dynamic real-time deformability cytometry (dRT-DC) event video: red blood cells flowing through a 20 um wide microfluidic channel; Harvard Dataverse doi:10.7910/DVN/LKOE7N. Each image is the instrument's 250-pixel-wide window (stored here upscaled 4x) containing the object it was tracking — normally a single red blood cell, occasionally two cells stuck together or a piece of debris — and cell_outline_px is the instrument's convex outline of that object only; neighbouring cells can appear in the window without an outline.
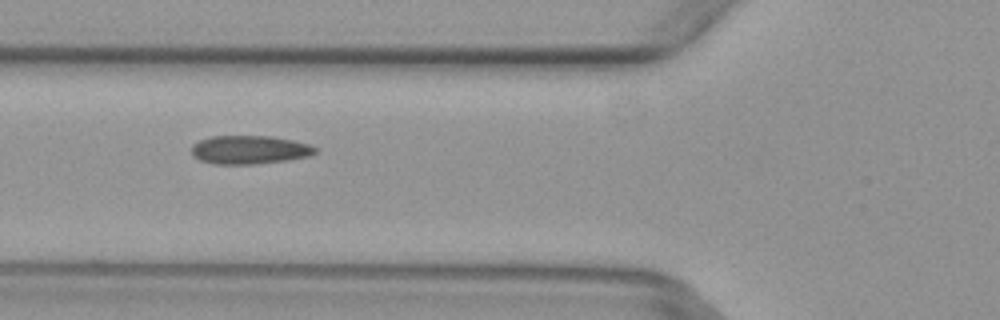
{"species": "common noctule bat (a hibernating species)", "species_latin": "Nyctalus noctula", "temperature_condition": "warm", "stored_images_in_passage": 5, "camera_frame_rate_fps": 3000, "um_per_image_px": 0.085, "animal": {"sex": "female", "body_mass_g": 29.2, "forearm_length_mm": 56.3}, "frame": {"image": 1, "passage_image": 5, "time_ms": 1.333, "image_size_px": [1000, 320], "cell_outline_px": [[316, 152], [312, 156], [288, 160], [256, 164], [212, 164], [200, 160], [192, 156], [192, 144], [200, 140], [212, 136], [272, 136], [312, 144], [316, 148]], "centroid_in_image_um": [21.23, 12.73], "position_along_channel_um": 104.6, "area_um2": 20.81}}